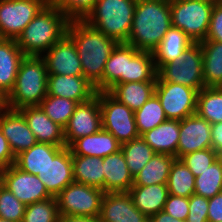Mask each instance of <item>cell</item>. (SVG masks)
Listing matches in <instances>:
<instances>
[{
  "mask_svg": "<svg viewBox=\"0 0 222 222\" xmlns=\"http://www.w3.org/2000/svg\"><path fill=\"white\" fill-rule=\"evenodd\" d=\"M58 222H101L99 216L64 215L59 216Z\"/></svg>",
  "mask_w": 222,
  "mask_h": 222,
  "instance_id": "50",
  "label": "cell"
},
{
  "mask_svg": "<svg viewBox=\"0 0 222 222\" xmlns=\"http://www.w3.org/2000/svg\"><path fill=\"white\" fill-rule=\"evenodd\" d=\"M104 192H129L134 183L122 150L103 158Z\"/></svg>",
  "mask_w": 222,
  "mask_h": 222,
  "instance_id": "21",
  "label": "cell"
},
{
  "mask_svg": "<svg viewBox=\"0 0 222 222\" xmlns=\"http://www.w3.org/2000/svg\"><path fill=\"white\" fill-rule=\"evenodd\" d=\"M64 147L50 143L37 142L30 149L16 156L15 165L22 171L38 175L47 165L50 158H54Z\"/></svg>",
  "mask_w": 222,
  "mask_h": 222,
  "instance_id": "29",
  "label": "cell"
},
{
  "mask_svg": "<svg viewBox=\"0 0 222 222\" xmlns=\"http://www.w3.org/2000/svg\"><path fill=\"white\" fill-rule=\"evenodd\" d=\"M214 0H170L171 26L182 30L194 43L208 34Z\"/></svg>",
  "mask_w": 222,
  "mask_h": 222,
  "instance_id": "6",
  "label": "cell"
},
{
  "mask_svg": "<svg viewBox=\"0 0 222 222\" xmlns=\"http://www.w3.org/2000/svg\"><path fill=\"white\" fill-rule=\"evenodd\" d=\"M208 198L193 194L189 197V212L185 222H208Z\"/></svg>",
  "mask_w": 222,
  "mask_h": 222,
  "instance_id": "44",
  "label": "cell"
},
{
  "mask_svg": "<svg viewBox=\"0 0 222 222\" xmlns=\"http://www.w3.org/2000/svg\"><path fill=\"white\" fill-rule=\"evenodd\" d=\"M8 109L7 95L0 89V111Z\"/></svg>",
  "mask_w": 222,
  "mask_h": 222,
  "instance_id": "52",
  "label": "cell"
},
{
  "mask_svg": "<svg viewBox=\"0 0 222 222\" xmlns=\"http://www.w3.org/2000/svg\"><path fill=\"white\" fill-rule=\"evenodd\" d=\"M41 57L45 61L48 74L83 76L77 49L67 33Z\"/></svg>",
  "mask_w": 222,
  "mask_h": 222,
  "instance_id": "14",
  "label": "cell"
},
{
  "mask_svg": "<svg viewBox=\"0 0 222 222\" xmlns=\"http://www.w3.org/2000/svg\"><path fill=\"white\" fill-rule=\"evenodd\" d=\"M205 40L222 43V6L214 3L208 34Z\"/></svg>",
  "mask_w": 222,
  "mask_h": 222,
  "instance_id": "46",
  "label": "cell"
},
{
  "mask_svg": "<svg viewBox=\"0 0 222 222\" xmlns=\"http://www.w3.org/2000/svg\"><path fill=\"white\" fill-rule=\"evenodd\" d=\"M0 222H11V221H8V220H6V219L0 218Z\"/></svg>",
  "mask_w": 222,
  "mask_h": 222,
  "instance_id": "54",
  "label": "cell"
},
{
  "mask_svg": "<svg viewBox=\"0 0 222 222\" xmlns=\"http://www.w3.org/2000/svg\"><path fill=\"white\" fill-rule=\"evenodd\" d=\"M97 0H49L68 21L85 20L92 12Z\"/></svg>",
  "mask_w": 222,
  "mask_h": 222,
  "instance_id": "41",
  "label": "cell"
},
{
  "mask_svg": "<svg viewBox=\"0 0 222 222\" xmlns=\"http://www.w3.org/2000/svg\"><path fill=\"white\" fill-rule=\"evenodd\" d=\"M212 149L222 156V122L211 124Z\"/></svg>",
  "mask_w": 222,
  "mask_h": 222,
  "instance_id": "49",
  "label": "cell"
},
{
  "mask_svg": "<svg viewBox=\"0 0 222 222\" xmlns=\"http://www.w3.org/2000/svg\"><path fill=\"white\" fill-rule=\"evenodd\" d=\"M219 157L214 149L207 148L183 155L180 160L190 169L193 175L197 177Z\"/></svg>",
  "mask_w": 222,
  "mask_h": 222,
  "instance_id": "43",
  "label": "cell"
},
{
  "mask_svg": "<svg viewBox=\"0 0 222 222\" xmlns=\"http://www.w3.org/2000/svg\"><path fill=\"white\" fill-rule=\"evenodd\" d=\"M25 55L15 39L0 38V89L8 96Z\"/></svg>",
  "mask_w": 222,
  "mask_h": 222,
  "instance_id": "23",
  "label": "cell"
},
{
  "mask_svg": "<svg viewBox=\"0 0 222 222\" xmlns=\"http://www.w3.org/2000/svg\"><path fill=\"white\" fill-rule=\"evenodd\" d=\"M222 192V157L214 161L210 167L195 177L194 193L211 198Z\"/></svg>",
  "mask_w": 222,
  "mask_h": 222,
  "instance_id": "38",
  "label": "cell"
},
{
  "mask_svg": "<svg viewBox=\"0 0 222 222\" xmlns=\"http://www.w3.org/2000/svg\"><path fill=\"white\" fill-rule=\"evenodd\" d=\"M49 0H0V38L17 39Z\"/></svg>",
  "mask_w": 222,
  "mask_h": 222,
  "instance_id": "10",
  "label": "cell"
},
{
  "mask_svg": "<svg viewBox=\"0 0 222 222\" xmlns=\"http://www.w3.org/2000/svg\"><path fill=\"white\" fill-rule=\"evenodd\" d=\"M200 45L203 54L205 87H222V43L204 40Z\"/></svg>",
  "mask_w": 222,
  "mask_h": 222,
  "instance_id": "31",
  "label": "cell"
},
{
  "mask_svg": "<svg viewBox=\"0 0 222 222\" xmlns=\"http://www.w3.org/2000/svg\"><path fill=\"white\" fill-rule=\"evenodd\" d=\"M127 43H118L111 52L103 71V91L115 84L126 83Z\"/></svg>",
  "mask_w": 222,
  "mask_h": 222,
  "instance_id": "33",
  "label": "cell"
},
{
  "mask_svg": "<svg viewBox=\"0 0 222 222\" xmlns=\"http://www.w3.org/2000/svg\"><path fill=\"white\" fill-rule=\"evenodd\" d=\"M69 148L72 155L104 158L121 150V143L110 132L101 129L75 140Z\"/></svg>",
  "mask_w": 222,
  "mask_h": 222,
  "instance_id": "22",
  "label": "cell"
},
{
  "mask_svg": "<svg viewBox=\"0 0 222 222\" xmlns=\"http://www.w3.org/2000/svg\"><path fill=\"white\" fill-rule=\"evenodd\" d=\"M67 34L77 49L83 76L102 92L104 67L118 43L85 20L69 21Z\"/></svg>",
  "mask_w": 222,
  "mask_h": 222,
  "instance_id": "1",
  "label": "cell"
},
{
  "mask_svg": "<svg viewBox=\"0 0 222 222\" xmlns=\"http://www.w3.org/2000/svg\"><path fill=\"white\" fill-rule=\"evenodd\" d=\"M69 21L49 2L30 21L16 42L25 56H42L66 33Z\"/></svg>",
  "mask_w": 222,
  "mask_h": 222,
  "instance_id": "3",
  "label": "cell"
},
{
  "mask_svg": "<svg viewBox=\"0 0 222 222\" xmlns=\"http://www.w3.org/2000/svg\"><path fill=\"white\" fill-rule=\"evenodd\" d=\"M19 111L25 117L37 142L66 146L64 128L53 122L39 106H25Z\"/></svg>",
  "mask_w": 222,
  "mask_h": 222,
  "instance_id": "20",
  "label": "cell"
},
{
  "mask_svg": "<svg viewBox=\"0 0 222 222\" xmlns=\"http://www.w3.org/2000/svg\"><path fill=\"white\" fill-rule=\"evenodd\" d=\"M26 205L0 183V218L11 222H22Z\"/></svg>",
  "mask_w": 222,
  "mask_h": 222,
  "instance_id": "42",
  "label": "cell"
},
{
  "mask_svg": "<svg viewBox=\"0 0 222 222\" xmlns=\"http://www.w3.org/2000/svg\"><path fill=\"white\" fill-rule=\"evenodd\" d=\"M167 188L175 196L189 198L194 194L195 176L180 159H175L170 167Z\"/></svg>",
  "mask_w": 222,
  "mask_h": 222,
  "instance_id": "35",
  "label": "cell"
},
{
  "mask_svg": "<svg viewBox=\"0 0 222 222\" xmlns=\"http://www.w3.org/2000/svg\"><path fill=\"white\" fill-rule=\"evenodd\" d=\"M157 81H168L194 88L205 87L203 79V54L200 43H193L182 57L165 63L157 70Z\"/></svg>",
  "mask_w": 222,
  "mask_h": 222,
  "instance_id": "7",
  "label": "cell"
},
{
  "mask_svg": "<svg viewBox=\"0 0 222 222\" xmlns=\"http://www.w3.org/2000/svg\"><path fill=\"white\" fill-rule=\"evenodd\" d=\"M143 81H157L153 53L127 44L126 83Z\"/></svg>",
  "mask_w": 222,
  "mask_h": 222,
  "instance_id": "28",
  "label": "cell"
},
{
  "mask_svg": "<svg viewBox=\"0 0 222 222\" xmlns=\"http://www.w3.org/2000/svg\"><path fill=\"white\" fill-rule=\"evenodd\" d=\"M155 85L156 81L120 83L108 92L135 112L155 93Z\"/></svg>",
  "mask_w": 222,
  "mask_h": 222,
  "instance_id": "27",
  "label": "cell"
},
{
  "mask_svg": "<svg viewBox=\"0 0 222 222\" xmlns=\"http://www.w3.org/2000/svg\"><path fill=\"white\" fill-rule=\"evenodd\" d=\"M59 211L55 197L26 205L22 222H58Z\"/></svg>",
  "mask_w": 222,
  "mask_h": 222,
  "instance_id": "40",
  "label": "cell"
},
{
  "mask_svg": "<svg viewBox=\"0 0 222 222\" xmlns=\"http://www.w3.org/2000/svg\"><path fill=\"white\" fill-rule=\"evenodd\" d=\"M137 0H97L85 19L117 43H127Z\"/></svg>",
  "mask_w": 222,
  "mask_h": 222,
  "instance_id": "5",
  "label": "cell"
},
{
  "mask_svg": "<svg viewBox=\"0 0 222 222\" xmlns=\"http://www.w3.org/2000/svg\"><path fill=\"white\" fill-rule=\"evenodd\" d=\"M170 28V0H137L127 44L153 53Z\"/></svg>",
  "mask_w": 222,
  "mask_h": 222,
  "instance_id": "2",
  "label": "cell"
},
{
  "mask_svg": "<svg viewBox=\"0 0 222 222\" xmlns=\"http://www.w3.org/2000/svg\"><path fill=\"white\" fill-rule=\"evenodd\" d=\"M48 72L41 56H25L21 61L13 90L7 96L8 108L19 110L38 106L47 96Z\"/></svg>",
  "mask_w": 222,
  "mask_h": 222,
  "instance_id": "4",
  "label": "cell"
},
{
  "mask_svg": "<svg viewBox=\"0 0 222 222\" xmlns=\"http://www.w3.org/2000/svg\"><path fill=\"white\" fill-rule=\"evenodd\" d=\"M99 217L101 222H145L149 219L134 206L128 192L105 193Z\"/></svg>",
  "mask_w": 222,
  "mask_h": 222,
  "instance_id": "19",
  "label": "cell"
},
{
  "mask_svg": "<svg viewBox=\"0 0 222 222\" xmlns=\"http://www.w3.org/2000/svg\"><path fill=\"white\" fill-rule=\"evenodd\" d=\"M77 104L74 100L47 94L38 106L53 122L64 128Z\"/></svg>",
  "mask_w": 222,
  "mask_h": 222,
  "instance_id": "39",
  "label": "cell"
},
{
  "mask_svg": "<svg viewBox=\"0 0 222 222\" xmlns=\"http://www.w3.org/2000/svg\"><path fill=\"white\" fill-rule=\"evenodd\" d=\"M176 157L155 153L151 160L134 177L132 186L167 184L170 167Z\"/></svg>",
  "mask_w": 222,
  "mask_h": 222,
  "instance_id": "32",
  "label": "cell"
},
{
  "mask_svg": "<svg viewBox=\"0 0 222 222\" xmlns=\"http://www.w3.org/2000/svg\"><path fill=\"white\" fill-rule=\"evenodd\" d=\"M208 222H222V192L208 198Z\"/></svg>",
  "mask_w": 222,
  "mask_h": 222,
  "instance_id": "48",
  "label": "cell"
},
{
  "mask_svg": "<svg viewBox=\"0 0 222 222\" xmlns=\"http://www.w3.org/2000/svg\"><path fill=\"white\" fill-rule=\"evenodd\" d=\"M167 119L183 120L196 113L198 91L181 84L156 81L155 93Z\"/></svg>",
  "mask_w": 222,
  "mask_h": 222,
  "instance_id": "11",
  "label": "cell"
},
{
  "mask_svg": "<svg viewBox=\"0 0 222 222\" xmlns=\"http://www.w3.org/2000/svg\"><path fill=\"white\" fill-rule=\"evenodd\" d=\"M102 129L99 92L90 100L78 103L68 124L64 127L65 144L69 147L75 140L97 133Z\"/></svg>",
  "mask_w": 222,
  "mask_h": 222,
  "instance_id": "12",
  "label": "cell"
},
{
  "mask_svg": "<svg viewBox=\"0 0 222 222\" xmlns=\"http://www.w3.org/2000/svg\"><path fill=\"white\" fill-rule=\"evenodd\" d=\"M15 159L9 143L0 129V172L15 164Z\"/></svg>",
  "mask_w": 222,
  "mask_h": 222,
  "instance_id": "47",
  "label": "cell"
},
{
  "mask_svg": "<svg viewBox=\"0 0 222 222\" xmlns=\"http://www.w3.org/2000/svg\"><path fill=\"white\" fill-rule=\"evenodd\" d=\"M134 206L147 218L164 210L169 191L167 184H152L149 186H132L128 192Z\"/></svg>",
  "mask_w": 222,
  "mask_h": 222,
  "instance_id": "25",
  "label": "cell"
},
{
  "mask_svg": "<svg viewBox=\"0 0 222 222\" xmlns=\"http://www.w3.org/2000/svg\"><path fill=\"white\" fill-rule=\"evenodd\" d=\"M0 129L16 157L37 143L36 137L19 110L0 111Z\"/></svg>",
  "mask_w": 222,
  "mask_h": 222,
  "instance_id": "16",
  "label": "cell"
},
{
  "mask_svg": "<svg viewBox=\"0 0 222 222\" xmlns=\"http://www.w3.org/2000/svg\"><path fill=\"white\" fill-rule=\"evenodd\" d=\"M180 136V120L168 119L156 128L141 135V138L155 153L172 155L177 159V146Z\"/></svg>",
  "mask_w": 222,
  "mask_h": 222,
  "instance_id": "24",
  "label": "cell"
},
{
  "mask_svg": "<svg viewBox=\"0 0 222 222\" xmlns=\"http://www.w3.org/2000/svg\"><path fill=\"white\" fill-rule=\"evenodd\" d=\"M0 176L1 184L25 205L52 197L38 176L22 171L15 164L0 172Z\"/></svg>",
  "mask_w": 222,
  "mask_h": 222,
  "instance_id": "13",
  "label": "cell"
},
{
  "mask_svg": "<svg viewBox=\"0 0 222 222\" xmlns=\"http://www.w3.org/2000/svg\"><path fill=\"white\" fill-rule=\"evenodd\" d=\"M207 148H212L211 124L197 113L180 120L177 159Z\"/></svg>",
  "mask_w": 222,
  "mask_h": 222,
  "instance_id": "15",
  "label": "cell"
},
{
  "mask_svg": "<svg viewBox=\"0 0 222 222\" xmlns=\"http://www.w3.org/2000/svg\"><path fill=\"white\" fill-rule=\"evenodd\" d=\"M196 113L210 124L222 122V87H204L197 95Z\"/></svg>",
  "mask_w": 222,
  "mask_h": 222,
  "instance_id": "34",
  "label": "cell"
},
{
  "mask_svg": "<svg viewBox=\"0 0 222 222\" xmlns=\"http://www.w3.org/2000/svg\"><path fill=\"white\" fill-rule=\"evenodd\" d=\"M139 135L156 128L167 119L159 98L153 94L146 103L134 112Z\"/></svg>",
  "mask_w": 222,
  "mask_h": 222,
  "instance_id": "37",
  "label": "cell"
},
{
  "mask_svg": "<svg viewBox=\"0 0 222 222\" xmlns=\"http://www.w3.org/2000/svg\"><path fill=\"white\" fill-rule=\"evenodd\" d=\"M102 129L110 132L121 144L140 137L134 111L108 91L99 92Z\"/></svg>",
  "mask_w": 222,
  "mask_h": 222,
  "instance_id": "8",
  "label": "cell"
},
{
  "mask_svg": "<svg viewBox=\"0 0 222 222\" xmlns=\"http://www.w3.org/2000/svg\"><path fill=\"white\" fill-rule=\"evenodd\" d=\"M149 219L151 222H184L176 218L174 219L172 216L167 214L164 210L151 216Z\"/></svg>",
  "mask_w": 222,
  "mask_h": 222,
  "instance_id": "51",
  "label": "cell"
},
{
  "mask_svg": "<svg viewBox=\"0 0 222 222\" xmlns=\"http://www.w3.org/2000/svg\"><path fill=\"white\" fill-rule=\"evenodd\" d=\"M183 1H192V0H183ZM196 1H205V0H196Z\"/></svg>",
  "mask_w": 222,
  "mask_h": 222,
  "instance_id": "55",
  "label": "cell"
},
{
  "mask_svg": "<svg viewBox=\"0 0 222 222\" xmlns=\"http://www.w3.org/2000/svg\"><path fill=\"white\" fill-rule=\"evenodd\" d=\"M121 150L133 178L155 154V151L141 138V136L121 144Z\"/></svg>",
  "mask_w": 222,
  "mask_h": 222,
  "instance_id": "36",
  "label": "cell"
},
{
  "mask_svg": "<svg viewBox=\"0 0 222 222\" xmlns=\"http://www.w3.org/2000/svg\"><path fill=\"white\" fill-rule=\"evenodd\" d=\"M74 182L104 191L103 158L72 155Z\"/></svg>",
  "mask_w": 222,
  "mask_h": 222,
  "instance_id": "30",
  "label": "cell"
},
{
  "mask_svg": "<svg viewBox=\"0 0 222 222\" xmlns=\"http://www.w3.org/2000/svg\"><path fill=\"white\" fill-rule=\"evenodd\" d=\"M193 43L182 30L171 26L161 43L153 51L156 70L165 63L182 57L183 52Z\"/></svg>",
  "mask_w": 222,
  "mask_h": 222,
  "instance_id": "26",
  "label": "cell"
},
{
  "mask_svg": "<svg viewBox=\"0 0 222 222\" xmlns=\"http://www.w3.org/2000/svg\"><path fill=\"white\" fill-rule=\"evenodd\" d=\"M215 3H217L218 5H221L222 6V0H214Z\"/></svg>",
  "mask_w": 222,
  "mask_h": 222,
  "instance_id": "53",
  "label": "cell"
},
{
  "mask_svg": "<svg viewBox=\"0 0 222 222\" xmlns=\"http://www.w3.org/2000/svg\"><path fill=\"white\" fill-rule=\"evenodd\" d=\"M37 176L52 197H56L66 186L74 182L70 148L66 146L54 158H50Z\"/></svg>",
  "mask_w": 222,
  "mask_h": 222,
  "instance_id": "17",
  "label": "cell"
},
{
  "mask_svg": "<svg viewBox=\"0 0 222 222\" xmlns=\"http://www.w3.org/2000/svg\"><path fill=\"white\" fill-rule=\"evenodd\" d=\"M104 195L102 189L72 182L55 197L59 216H99Z\"/></svg>",
  "mask_w": 222,
  "mask_h": 222,
  "instance_id": "9",
  "label": "cell"
},
{
  "mask_svg": "<svg viewBox=\"0 0 222 222\" xmlns=\"http://www.w3.org/2000/svg\"><path fill=\"white\" fill-rule=\"evenodd\" d=\"M164 211L174 219L186 221L189 212V198L169 194Z\"/></svg>",
  "mask_w": 222,
  "mask_h": 222,
  "instance_id": "45",
  "label": "cell"
},
{
  "mask_svg": "<svg viewBox=\"0 0 222 222\" xmlns=\"http://www.w3.org/2000/svg\"><path fill=\"white\" fill-rule=\"evenodd\" d=\"M95 86L84 76L48 74L47 94L83 103L96 95Z\"/></svg>",
  "mask_w": 222,
  "mask_h": 222,
  "instance_id": "18",
  "label": "cell"
}]
</instances>
